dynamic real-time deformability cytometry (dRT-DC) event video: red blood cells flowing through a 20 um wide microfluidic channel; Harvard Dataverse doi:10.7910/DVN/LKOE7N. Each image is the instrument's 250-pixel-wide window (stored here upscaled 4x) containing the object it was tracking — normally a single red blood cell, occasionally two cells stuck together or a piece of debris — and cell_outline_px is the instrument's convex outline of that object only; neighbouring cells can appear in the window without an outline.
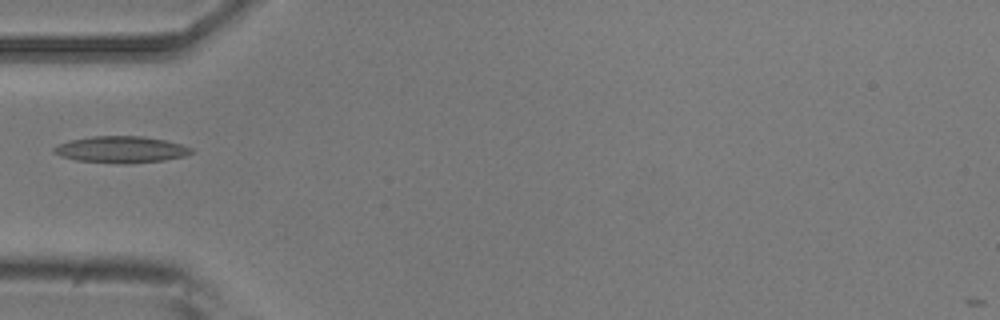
{"species": "common noctule bat (a hibernating species)", "species_latin": "Nyctalus noctula", "temperature_condition": "room temperature", "stored_images_in_passage": 33, "camera_frame_rate_fps": 3000, "um_per_image_px": 0.085, "animal": {"sex": "male", "body_mass_g": 20.5, "forearm_length_mm": 52.5}, "frame": {"image": 1, "passage_image": 1, "time_ms": 0.0, "image_size_px": [1000, 320], "cell_outline_px": [[192, 152], [184, 156], [164, 160], [124, 164], [76, 160], [60, 156], [52, 152], [52, 148], [60, 144], [72, 140], [92, 136], [144, 136], [164, 140], [180, 144], [192, 148]], "centroid_in_image_um": [10.27, 12.71], "position_along_channel_um": 74.7, "area_um2": 21.1}}
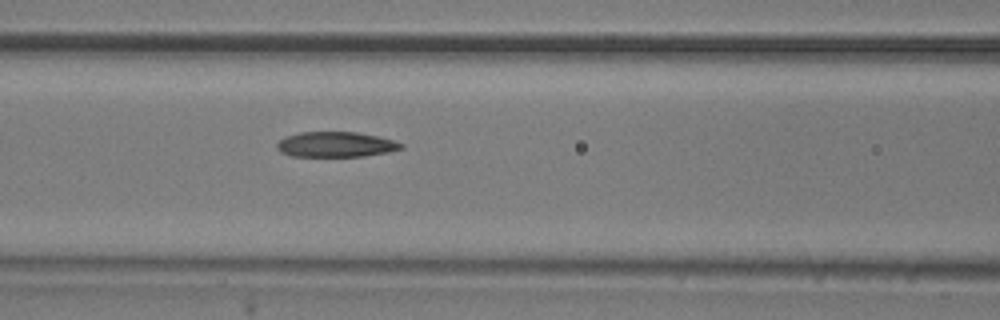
{"frame": {"image": 2, "passage_image": 6, "time_ms": 1.667, "image_size_px": [1000, 320], "cell_outline_px": [[404, 148], [388, 152], [364, 156], [288, 156], [280, 152], [276, 148], [276, 144], [284, 136], [300, 132], [356, 132], [376, 136], [392, 140], [404, 144]], "centroid_in_image_um": [28.5, 12.28], "position_along_channel_um": 138.1, "area_um2": 18.32}}